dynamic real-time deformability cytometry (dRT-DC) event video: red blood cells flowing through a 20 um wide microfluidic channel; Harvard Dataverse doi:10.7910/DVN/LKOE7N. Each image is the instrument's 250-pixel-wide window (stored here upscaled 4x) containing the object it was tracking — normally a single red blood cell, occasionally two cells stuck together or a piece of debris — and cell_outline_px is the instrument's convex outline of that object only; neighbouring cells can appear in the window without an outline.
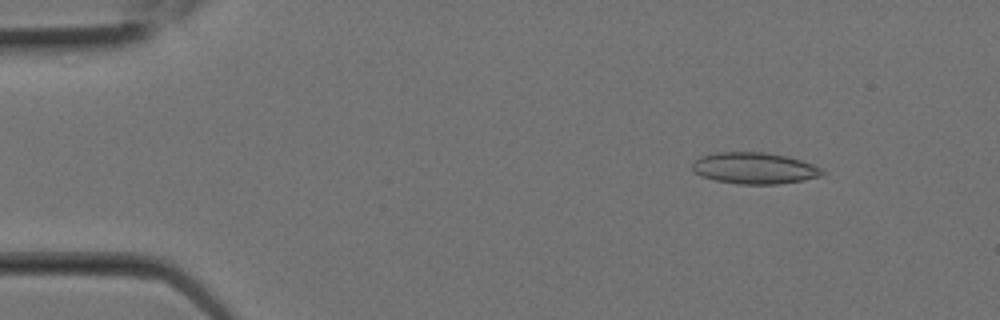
{"species": "Egyptian fruit bat (a non-hibernating species)", "species_latin": "Rousettus aegyptiacus", "temperature_condition": "room temperature", "stored_images_in_passage": 2, "camera_frame_rate_fps": 3000, "um_per_image_px": 0.085, "animal": {"sex": "female"}, "frame": {"image": 1, "passage_image": 1, "time_ms": 0.0, "image_size_px": [1000, 320], "cell_outline_px": [[824, 172], [820, 176], [800, 180], [776, 184], [740, 184], [716, 180], [700, 176], [692, 172], [692, 164], [700, 156], [716, 152], [764, 152], [788, 156], [812, 164], [820, 168]], "centroid_in_image_um": [64.07, 14.28], "position_along_channel_um": 20.9, "area_um2": 23.64}}